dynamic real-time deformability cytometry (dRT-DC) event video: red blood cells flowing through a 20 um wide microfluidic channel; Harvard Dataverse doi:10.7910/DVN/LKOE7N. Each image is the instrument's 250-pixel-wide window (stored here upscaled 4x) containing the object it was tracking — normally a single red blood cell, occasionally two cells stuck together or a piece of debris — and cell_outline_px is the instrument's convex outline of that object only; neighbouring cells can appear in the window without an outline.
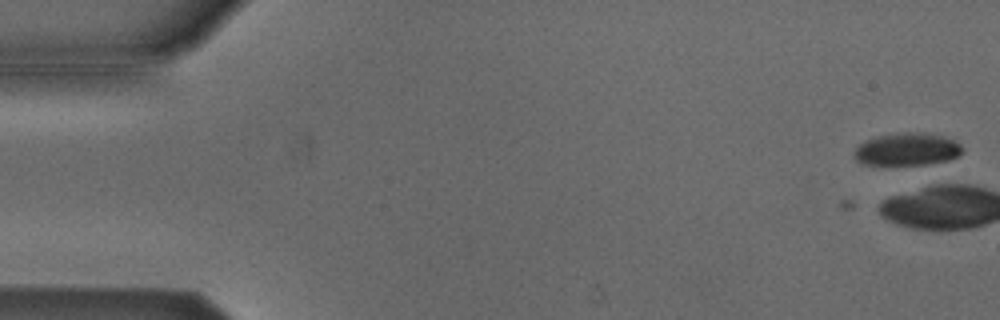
{"species": "Egyptian fruit bat (a non-hibernating species)", "species_latin": "Rousettus aegyptiacus", "temperature_condition": "cold", "stored_images_in_passage": 3, "camera_frame_rate_fps": 3000, "um_per_image_px": 0.085, "animal": {"sex": "male"}, "frame": {"image": 1, "passage_image": 3, "time_ms": 0.667, "image_size_px": [1000, 320], "cell_outline_px": [[960, 152], [956, 156], [948, 160], [924, 164], [860, 164], [852, 156], [852, 152], [860, 144], [868, 140], [880, 136], [904, 132], [924, 132], [944, 136], [960, 144]], "centroid_in_image_um": [77.05, 12.68], "position_along_channel_um": 7.9, "area_um2": 20.17}}